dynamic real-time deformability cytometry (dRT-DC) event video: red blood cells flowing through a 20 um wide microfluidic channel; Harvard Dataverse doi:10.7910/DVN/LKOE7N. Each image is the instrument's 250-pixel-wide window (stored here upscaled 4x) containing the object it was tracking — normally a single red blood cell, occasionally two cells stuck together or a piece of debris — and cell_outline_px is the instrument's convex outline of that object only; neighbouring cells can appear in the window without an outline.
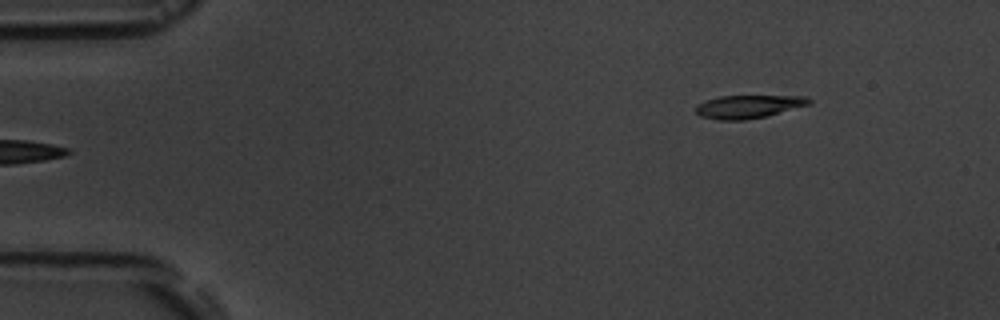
{"species": "common noctule bat (a hibernating species)", "species_latin": "Nyctalus noctula", "temperature_condition": "room temperature", "stored_images_in_passage": 5, "camera_frame_rate_fps": 3000, "um_per_image_px": 0.085, "animal": {"sex": "male", "body_mass_g": 19.5, "forearm_length_mm": 54.6}, "frame": {"image": 1, "passage_image": 5, "time_ms": 6.667, "image_size_px": [1000, 320], "cell_outline_px": [[812, 104], [768, 116], [744, 120], [720, 120], [700, 116], [696, 112], [696, 104], [720, 96], [804, 96], [812, 100]], "centroid_in_image_um": [63.65, 9.06], "position_along_channel_um": 21.3, "area_um2": 15.32}}